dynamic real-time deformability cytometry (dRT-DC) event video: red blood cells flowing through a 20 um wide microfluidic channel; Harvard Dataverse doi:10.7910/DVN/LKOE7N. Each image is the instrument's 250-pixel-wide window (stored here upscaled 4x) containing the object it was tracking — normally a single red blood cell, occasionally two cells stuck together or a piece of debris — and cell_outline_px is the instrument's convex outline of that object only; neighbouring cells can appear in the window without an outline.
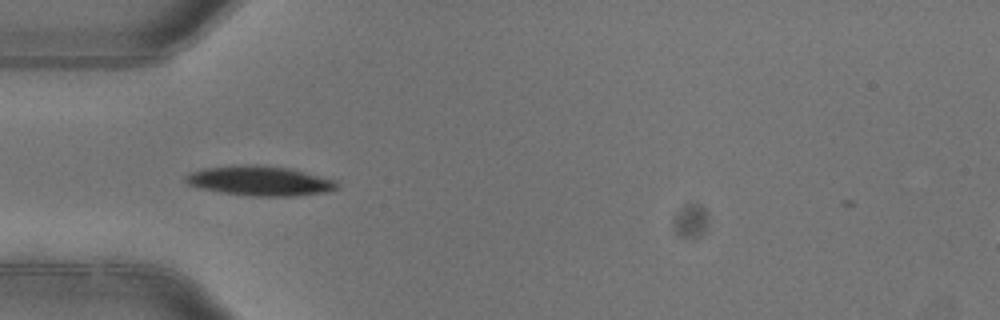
{"species": "common noctule bat (a hibernating species)", "species_latin": "Nyctalus noctula", "temperature_condition": "warm", "stored_images_in_passage": 2, "camera_frame_rate_fps": 3000, "um_per_image_px": 0.085, "animal": {"sex": "female"}, "frame": {"image": 1, "passage_image": 1, "time_ms": 0.0, "image_size_px": [1000, 320], "cell_outline_px": [[340, 188], [328, 192], [292, 196], [252, 196], [220, 192], [200, 188], [188, 184], [184, 180], [184, 176], [188, 172], [200, 168], [236, 164], [256, 164], [288, 168], [336, 180]], "centroid_in_image_um": [22.04, 15.36], "position_along_channel_um": 63.0, "area_um2": 26.59}}